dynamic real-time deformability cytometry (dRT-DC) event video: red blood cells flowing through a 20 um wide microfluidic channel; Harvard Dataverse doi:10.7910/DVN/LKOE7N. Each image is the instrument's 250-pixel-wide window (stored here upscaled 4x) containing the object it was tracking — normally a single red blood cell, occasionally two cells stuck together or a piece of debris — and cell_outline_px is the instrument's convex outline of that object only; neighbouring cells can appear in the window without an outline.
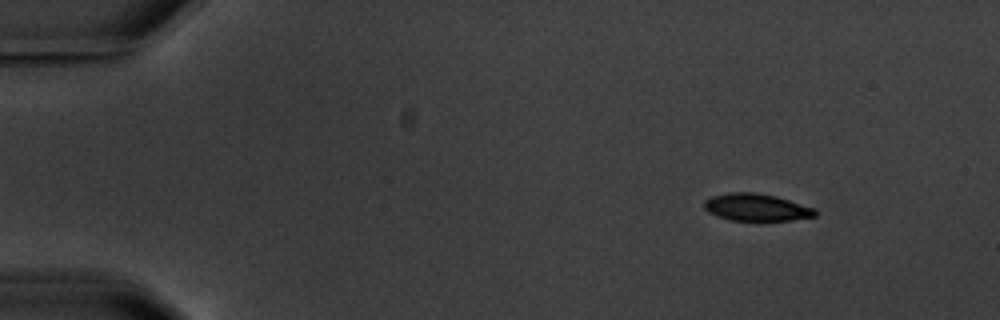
{"species": "common noctule bat (a hibernating species)", "species_latin": "Nyctalus noctula", "temperature_condition": "warm", "stored_images_in_passage": 5, "camera_frame_rate_fps": 3000, "um_per_image_px": 0.085, "animal": {"sex": "male", "body_mass_g": 20.1, "forearm_length_mm": 53.5}, "frame": {"image": 1, "passage_image": 2, "time_ms": 1.333, "image_size_px": [1000, 320], "cell_outline_px": [[816, 216], [792, 220], [728, 220], [716, 216], [708, 212], [704, 208], [704, 200], [712, 196], [728, 192], [756, 192], [776, 196], [816, 208]], "centroid_in_image_um": [64.28, 17.61], "position_along_channel_um": 20.7, "area_um2": 17.74}}
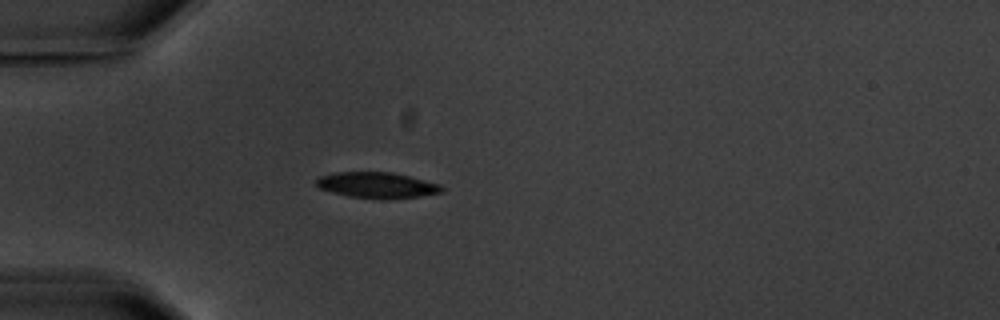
{"frame": {"image": 2, "passage_image": 5, "time_ms": 4.667, "image_size_px": [1000, 320], "cell_outline_px": [[444, 192], [420, 196], [388, 200], [380, 200], [348, 196], [332, 192], [320, 188], [316, 184], [316, 180], [320, 176], [336, 172], [392, 172], [440, 184], [444, 188]], "centroid_in_image_um": [32.07, 15.75], "position_along_channel_um": 52.9, "area_um2": 19.07}}